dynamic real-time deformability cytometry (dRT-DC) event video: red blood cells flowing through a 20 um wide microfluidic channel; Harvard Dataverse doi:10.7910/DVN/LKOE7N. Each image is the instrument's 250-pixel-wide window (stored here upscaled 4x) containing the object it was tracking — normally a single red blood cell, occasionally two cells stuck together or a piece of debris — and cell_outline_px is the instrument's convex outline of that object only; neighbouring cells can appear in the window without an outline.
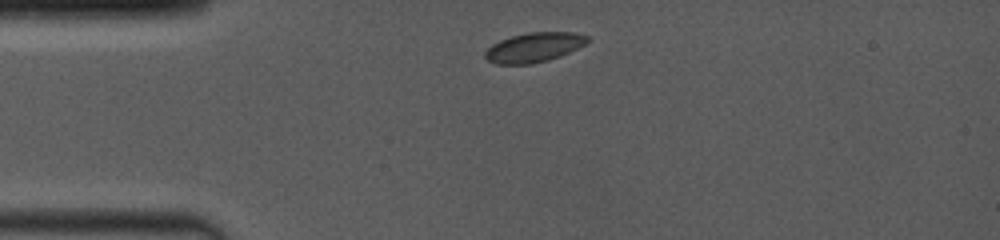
{"species": "common noctule bat (a hibernating species)", "species_latin": "Nyctalus noctula", "temperature_condition": "room temperature", "stored_images_in_passage": 2, "camera_frame_rate_fps": 4000, "um_per_image_px": 0.085, "animal": {"sex": "female", "body_mass_g": 19.0, "forearm_length_mm": 53.3}, "frame": {"image": 1, "passage_image": 1, "time_ms": 0.0, "image_size_px": [1000, 240], "cell_outline_px": [[592, 40], [560, 56], [548, 60], [532, 64], [496, 64], [488, 60], [484, 56], [484, 52], [492, 44], [500, 40], [512, 36], [528, 32], [576, 32], [588, 36]], "centroid_in_image_um": [45.39, 4.02], "position_along_channel_um": 39.6, "area_um2": 17.63}}